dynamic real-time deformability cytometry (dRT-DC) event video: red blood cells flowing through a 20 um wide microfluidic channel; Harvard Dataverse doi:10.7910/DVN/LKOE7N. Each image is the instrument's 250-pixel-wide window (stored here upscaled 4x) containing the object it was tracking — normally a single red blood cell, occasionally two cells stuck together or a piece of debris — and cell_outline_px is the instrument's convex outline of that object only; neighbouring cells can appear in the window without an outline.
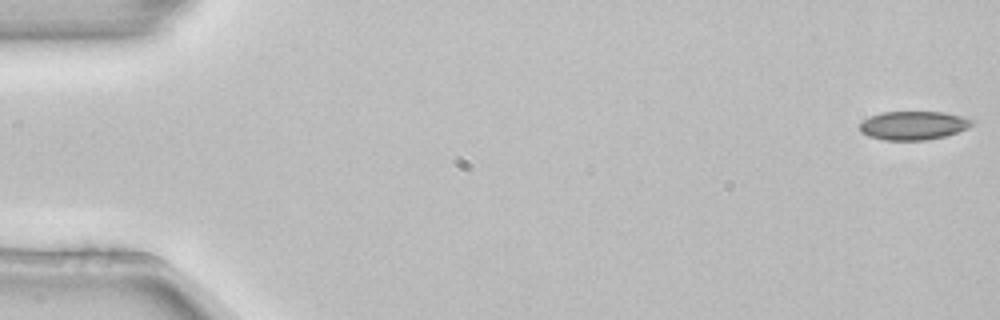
{"species": "common noctule bat (a hibernating species)", "species_latin": "Nyctalus noctula", "temperature_condition": "room temperature", "stored_images_in_passage": 5, "segment_of_instrument_passage": [1, 2], "camera_frame_rate_fps": 3000, "um_per_image_px": 0.085, "animal": {"sex": "female", "body_mass_g": 22.7, "forearm_length_mm": 54.2}, "frame": {"image": 1, "passage_image": 1, "time_ms": 0.0, "image_size_px": [1000, 320], "cell_outline_px": [[976, 124], [968, 128], [944, 136], [928, 140], [884, 140], [868, 136], [860, 132], [860, 124], [864, 120], [880, 112], [944, 112], [976, 120]], "centroid_in_image_um": [77.67, 10.66], "position_along_channel_um": 7.3, "area_um2": 18.79}}